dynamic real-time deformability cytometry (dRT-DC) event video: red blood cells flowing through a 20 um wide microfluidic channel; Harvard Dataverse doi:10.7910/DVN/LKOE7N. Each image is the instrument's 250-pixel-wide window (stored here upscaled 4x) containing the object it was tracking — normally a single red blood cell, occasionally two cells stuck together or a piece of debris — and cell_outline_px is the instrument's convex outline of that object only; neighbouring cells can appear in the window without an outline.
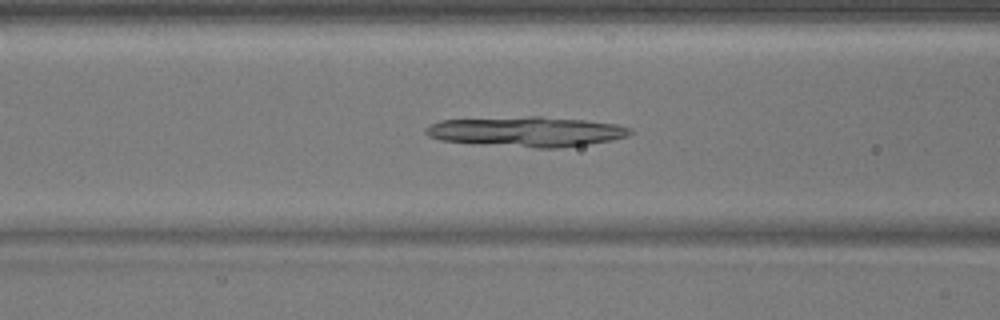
{"species": "common noctule bat (a hibernating species)", "species_latin": "Nyctalus noctula", "temperature_condition": "warm", "stored_images_in_passage": 43, "camera_frame_rate_fps": 3000, "um_per_image_px": 0.085, "animal": {"sex": "male", "body_mass_g": 17.9}, "frame": {"image": 1, "passage_image": 13, "time_ms": 4.0, "image_size_px": [1000, 320], "cell_outline_px": [[632, 132], [628, 136], [612, 140], [588, 144], [560, 148], [536, 148], [440, 140], [428, 136], [424, 132], [424, 128], [428, 124], [440, 120], [528, 116], [540, 116], [584, 120], [620, 124], [632, 128]], "centroid_in_image_um": [44.78, 11.18], "position_along_channel_um": 121.8, "area_um2": 35.89}}
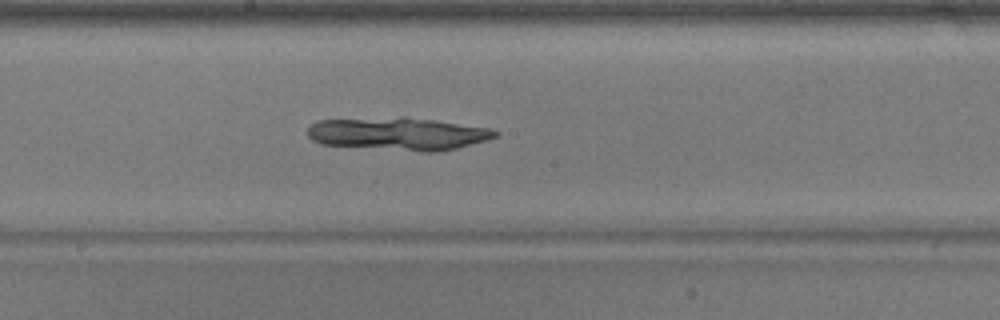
{"frame": {"image": 2, "passage_image": 20, "time_ms": 6.333, "image_size_px": [1000, 320], "cell_outline_px": [[500, 132], [496, 136], [488, 140], [440, 152], [424, 152], [320, 144], [312, 140], [308, 136], [308, 128], [316, 120], [404, 116], [436, 120], [492, 128]], "centroid_in_image_um": [33.87, 11.36], "position_along_channel_um": 214.3, "area_um2": 36.3}}
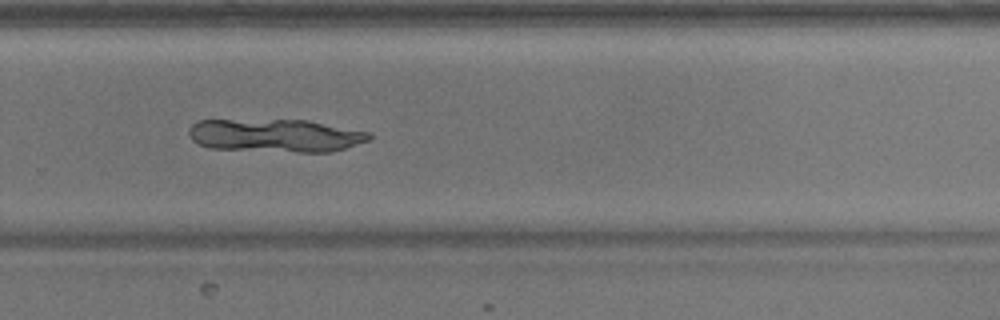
{"frame": {"image": 3, "passage_image": 27, "time_ms": 8.667, "image_size_px": [1000, 320], "cell_outline_px": [[372, 136], [368, 140], [332, 152], [296, 152], [208, 148], [192, 140], [188, 132], [188, 128], [196, 120], [308, 120], [372, 132]], "centroid_in_image_um": [23.41, 11.51], "position_along_channel_um": 306.4, "area_um2": 34.91}}